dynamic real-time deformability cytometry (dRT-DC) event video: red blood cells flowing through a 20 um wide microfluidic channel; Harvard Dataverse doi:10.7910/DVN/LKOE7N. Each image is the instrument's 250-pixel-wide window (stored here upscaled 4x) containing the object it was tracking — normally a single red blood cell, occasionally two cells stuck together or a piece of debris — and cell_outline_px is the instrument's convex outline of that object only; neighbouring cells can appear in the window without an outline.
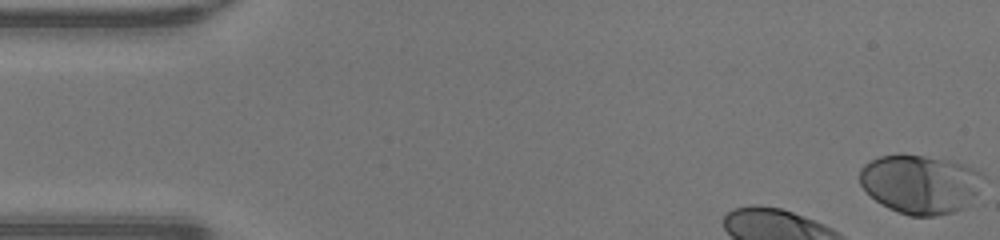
{"species": "human", "species_latin": "Homo sapiens", "temperature_condition": "warm", "stored_images_in_passage": 10, "camera_frame_rate_fps": 3000, "um_per_image_px": 0.085, "donor": {"sex": "male"}, "frame": {"image": 1, "passage_image": 1, "time_ms": 0.0, "image_size_px": [1000, 240], "cell_outline_px": [[984, 176], [976, 200], [972, 204], [964, 208], [952, 212], [936, 216], [908, 216], [888, 208], [880, 204], [860, 184], [860, 168], [864, 164], [880, 156], [900, 152], [948, 160], [964, 164], [980, 172]], "centroid_in_image_um": [78.25, 15.64], "position_along_channel_um": 6.8, "area_um2": 43.0}}